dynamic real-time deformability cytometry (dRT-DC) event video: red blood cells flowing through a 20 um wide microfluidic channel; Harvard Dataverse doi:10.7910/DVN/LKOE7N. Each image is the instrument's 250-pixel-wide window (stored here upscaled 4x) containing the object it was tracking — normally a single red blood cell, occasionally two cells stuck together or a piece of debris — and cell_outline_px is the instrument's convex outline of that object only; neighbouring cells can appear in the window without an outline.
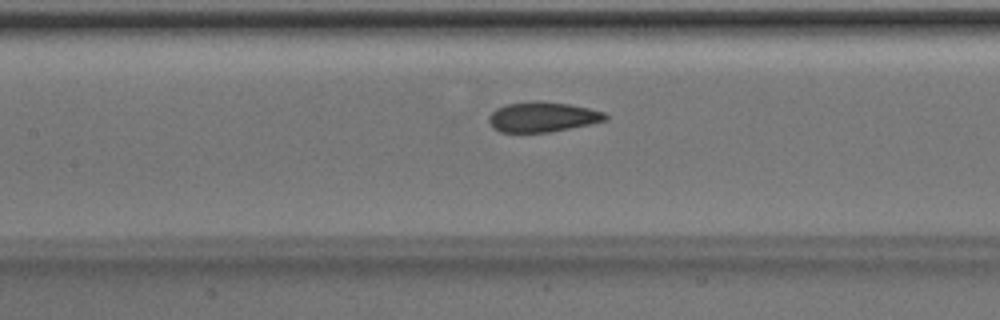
{"species": "Egyptian fruit bat (a non-hibernating species)", "species_latin": "Rousettus aegyptiacus", "temperature_condition": "room temperature", "stored_images_in_passage": 50, "camera_frame_rate_fps": 3000, "um_per_image_px": 0.085, "animal": {"sex": "male"}, "frame": {"image": 1, "passage_image": 23, "time_ms": 7.333, "image_size_px": [1000, 320], "cell_outline_px": [[608, 120], [548, 132], [500, 132], [492, 128], [488, 120], [488, 116], [496, 108], [508, 104], [536, 100], [568, 104], [588, 108], [604, 112], [608, 116]], "centroid_in_image_um": [46.08, 9.94], "position_along_channel_um": 161.3, "area_um2": 20.29}}
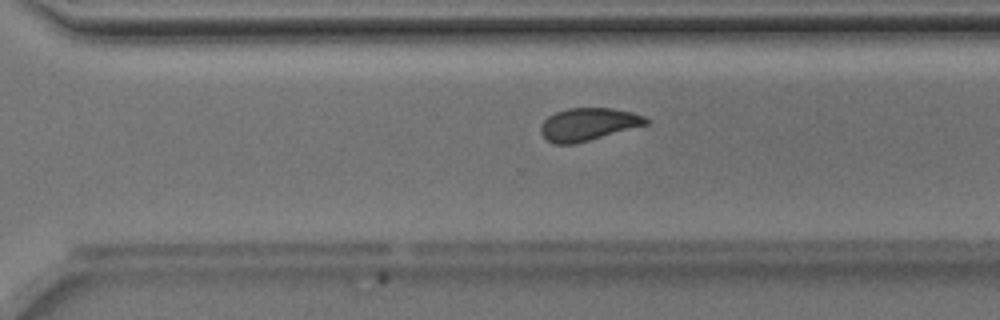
{"frame": {"image": 2, "passage_image": 35, "time_ms": 11.333, "image_size_px": [1000, 320], "cell_outline_px": [[648, 124], [576, 144], [552, 144], [540, 132], [540, 124], [548, 116], [556, 112], [568, 108], [612, 108], [632, 112], [644, 116], [648, 120]], "centroid_in_image_um": [49.97, 10.57], "position_along_channel_um": 320.6, "area_um2": 20.06}}
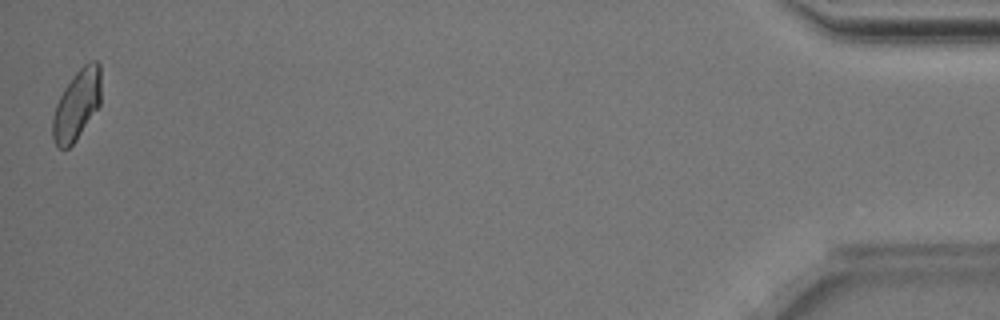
{"frame": {"image": 3, "passage_image": 50, "time_ms": 16.333, "image_size_px": [1000, 320], "cell_outline_px": [[100, 104], [76, 140], [68, 148], [56, 148], [52, 136], [52, 120], [56, 104], [64, 88], [76, 72], [84, 64], [92, 60], [96, 60], [100, 64]], "centroid_in_image_um": [6.52, 8.91], "position_along_channel_um": 428.7, "area_um2": 19.65}, "authors_computed_cell_mechanics": {"area_um2": 20.5479, "velocity_mm_per_s": 4.0006, "shape_relaxation_time_tau1_ms": 8.741, "shape_relaxation_time_tau2_ms": 1.2648, "deformation_change_tau1": 0.1516, "deformation_change_tau2": 0.0421}}